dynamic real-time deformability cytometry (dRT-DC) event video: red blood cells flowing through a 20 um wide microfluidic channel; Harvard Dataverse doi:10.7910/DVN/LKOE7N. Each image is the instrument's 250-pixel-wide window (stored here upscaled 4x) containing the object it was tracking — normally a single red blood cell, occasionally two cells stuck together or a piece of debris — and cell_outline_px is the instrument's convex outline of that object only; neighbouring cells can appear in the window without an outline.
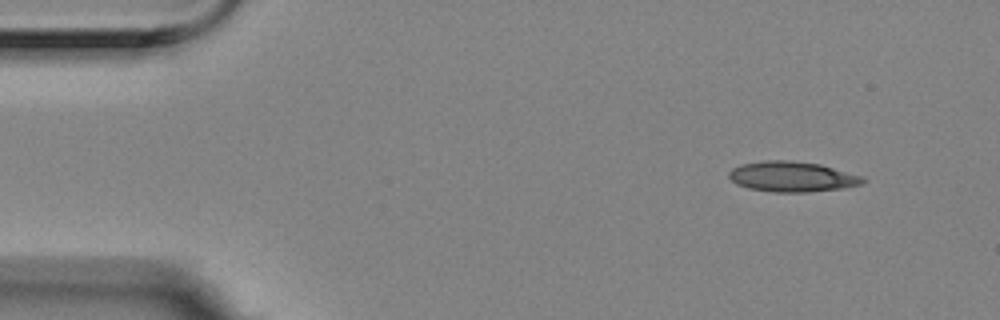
{"species": "Egyptian fruit bat (a non-hibernating species)", "species_latin": "Rousettus aegyptiacus", "temperature_condition": "room temperature", "stored_images_in_passage": 4, "camera_frame_rate_fps": 3000, "um_per_image_px": 0.085, "animal": {"sex": "female"}, "frame": {"image": 1, "passage_image": 1, "time_ms": 0.0, "image_size_px": [1000, 320], "cell_outline_px": [[868, 180], [860, 184], [840, 188], [808, 192], [776, 192], [748, 188], [736, 184], [728, 176], [728, 172], [732, 168], [740, 164], [764, 160], [792, 160], [820, 164], [864, 176]], "centroid_in_image_um": [67.32, 15.0], "position_along_channel_um": 17.7, "area_um2": 23.76}}